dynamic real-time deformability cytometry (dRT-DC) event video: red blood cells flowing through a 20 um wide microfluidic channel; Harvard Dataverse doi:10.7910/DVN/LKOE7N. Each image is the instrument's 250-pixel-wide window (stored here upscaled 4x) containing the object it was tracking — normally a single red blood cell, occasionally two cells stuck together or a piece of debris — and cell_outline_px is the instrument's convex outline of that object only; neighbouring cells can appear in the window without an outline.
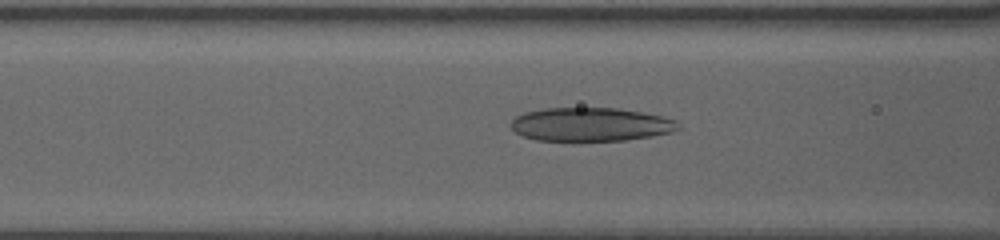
{"species": "human", "species_latin": "Homo sapiens", "temperature_condition": "warm", "stored_images_in_passage": 56, "camera_frame_rate_fps": 3000, "um_per_image_px": 0.085, "donor": {"sex": "female"}, "frame": {"image": 1, "passage_image": 22, "time_ms": 7.0, "image_size_px": [1000, 240], "cell_outline_px": [[680, 128], [672, 132], [652, 136], [624, 140], [536, 140], [524, 136], [516, 132], [512, 128], [512, 120], [516, 116], [524, 112], [544, 108], [616, 108], [640, 112], [660, 116], [676, 120]], "centroid_in_image_um": [50.2, 10.57], "position_along_channel_um": 116.4, "area_um2": 32.43}}
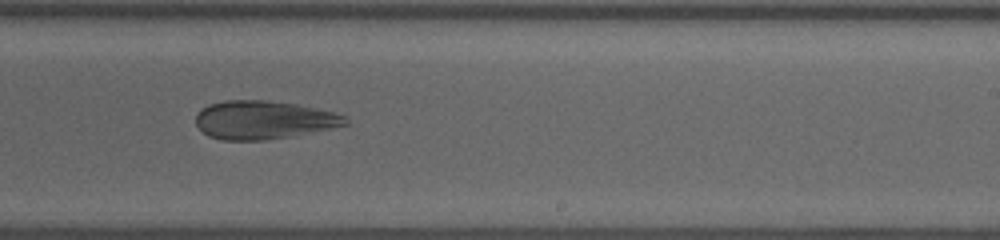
{"frame": {"image": 2, "passage_image": 35, "time_ms": 11.333, "image_size_px": [1000, 240], "cell_outline_px": [[348, 124], [332, 128], [268, 140], [224, 140], [208, 136], [196, 124], [196, 112], [200, 108], [208, 104], [224, 100], [268, 100], [296, 104], [316, 108], [332, 112], [344, 116], [348, 120]], "centroid_in_image_um": [22.36, 10.18], "position_along_channel_um": 266.6, "area_um2": 33.41}}
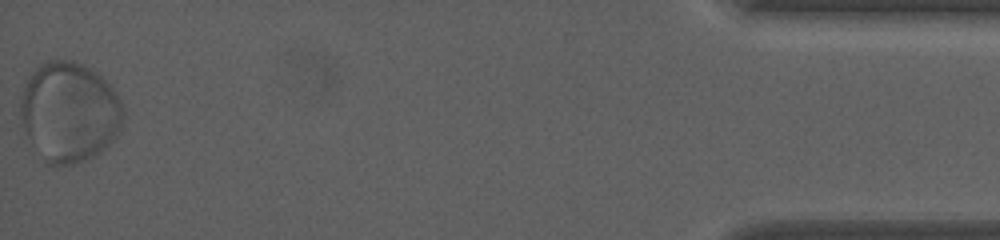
{"frame": {"image": 3, "passage_image": 56, "time_ms": 18.333, "image_size_px": [1000, 240], "cell_outline_px": [[124, 120], [116, 136], [100, 152], [84, 160], [72, 164], [48, 164], [28, 136], [24, 128], [20, 116], [20, 96], [32, 72], [40, 64], [48, 60], [72, 60], [84, 64], [92, 68], [116, 92], [124, 108]], "centroid_in_image_um": [5.91, 9.48], "position_along_channel_um": 429.3, "area_um2": 59.53}}